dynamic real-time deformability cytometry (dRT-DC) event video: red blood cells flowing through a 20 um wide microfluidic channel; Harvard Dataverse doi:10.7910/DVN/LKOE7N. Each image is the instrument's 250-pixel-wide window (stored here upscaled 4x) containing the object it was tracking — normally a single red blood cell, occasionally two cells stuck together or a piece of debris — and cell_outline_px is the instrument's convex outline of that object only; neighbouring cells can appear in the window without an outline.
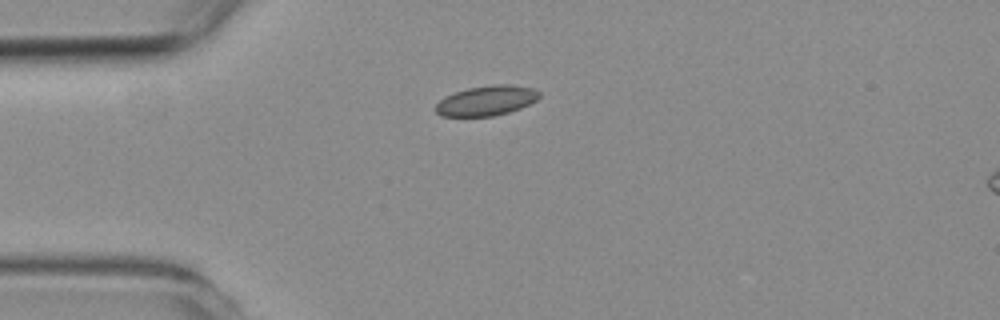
{"species": "common noctule bat (a hibernating species)", "species_latin": "Nyctalus noctula", "temperature_condition": "room temperature", "stored_images_in_passage": 2, "camera_frame_rate_fps": 3000, "um_per_image_px": 0.085, "animal": {"sex": "female", "body_mass_g": 19.3, "forearm_length_mm": 54.1}, "frame": {"image": 1, "passage_image": 1, "time_ms": 0.0, "image_size_px": [1000, 320], "cell_outline_px": [[540, 96], [536, 100], [520, 108], [508, 112], [492, 116], [440, 116], [436, 112], [436, 104], [444, 96], [468, 88], [492, 84], [508, 84], [532, 88], [540, 92]], "centroid_in_image_um": [41.34, 8.55], "position_along_channel_um": 43.7, "area_um2": 17.98}}